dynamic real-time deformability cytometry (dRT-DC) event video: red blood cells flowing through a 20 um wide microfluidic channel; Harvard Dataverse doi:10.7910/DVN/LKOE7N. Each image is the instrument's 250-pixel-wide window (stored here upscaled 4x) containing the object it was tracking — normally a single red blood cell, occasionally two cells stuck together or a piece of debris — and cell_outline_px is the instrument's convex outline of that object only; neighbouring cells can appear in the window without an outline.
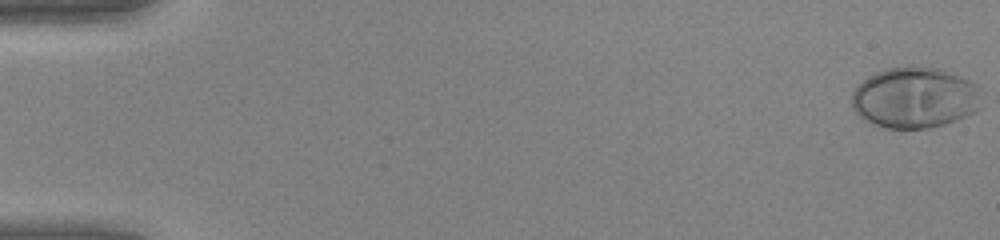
{"species": "human", "species_latin": "Homo sapiens", "temperature_condition": "warm", "stored_images_in_passage": 50, "camera_frame_rate_fps": 3000, "um_per_image_px": 0.085, "donor": {"sex": "female"}, "frame": {"image": 1, "passage_image": 1, "time_ms": 0.0, "image_size_px": [1000, 240], "cell_outline_px": [[980, 108], [964, 116], [944, 124], [928, 128], [884, 128], [864, 120], [852, 108], [852, 92], [856, 84], [868, 76], [876, 72], [888, 68], [912, 64], [916, 64], [940, 68], [960, 76], [976, 84]], "centroid_in_image_um": [77.69, 8.27], "position_along_channel_um": 7.3, "area_um2": 46.36}}
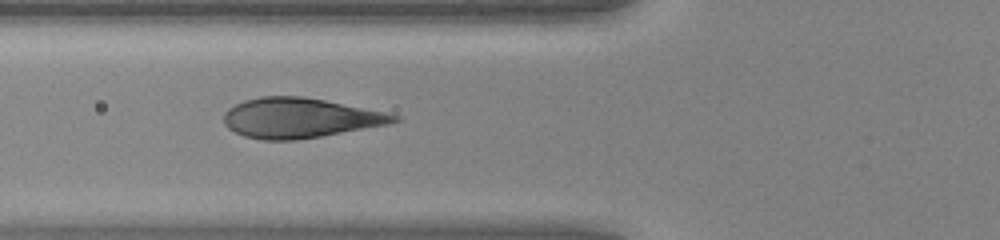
{"frame": {"image": 2, "passage_image": 20, "time_ms": 6.333, "image_size_px": [1000, 240], "cell_outline_px": [[404, 120], [388, 124], [320, 136], [296, 140], [264, 140], [244, 136], [228, 128], [224, 124], [224, 112], [228, 108], [244, 100], [260, 96], [300, 96], [324, 100], [384, 112], [400, 116]], "centroid_in_image_um": [25.46, 10.02], "position_along_channel_um": 100.3, "area_um2": 39.3}}
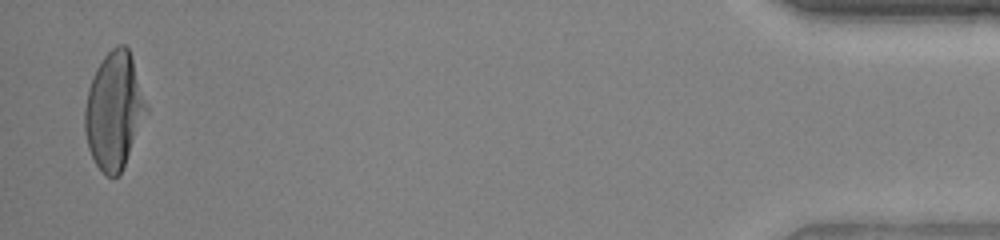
{"frame": {"image": 3, "passage_image": 49, "time_ms": 16.0, "image_size_px": [1000, 240], "cell_outline_px": [[148, 112], [120, 176], [112, 180], [104, 176], [96, 164], [88, 148], [84, 132], [84, 108], [88, 88], [92, 76], [96, 68], [104, 56], [116, 44], [124, 44], [128, 48], [132, 56], [148, 104]], "centroid_in_image_um": [9.7, 9.44], "position_along_channel_um": 425.5, "area_um2": 42.77}}